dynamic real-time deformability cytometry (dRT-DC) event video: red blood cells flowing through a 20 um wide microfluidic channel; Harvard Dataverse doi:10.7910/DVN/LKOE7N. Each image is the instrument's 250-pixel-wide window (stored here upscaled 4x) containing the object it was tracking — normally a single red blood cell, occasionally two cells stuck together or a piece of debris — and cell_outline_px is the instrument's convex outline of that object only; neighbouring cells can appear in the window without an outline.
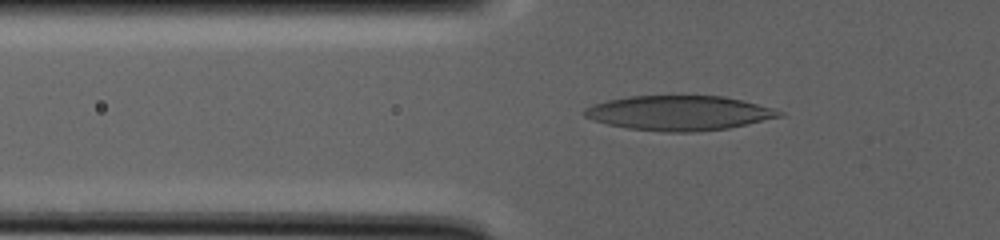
{"species": "human", "species_latin": "Homo sapiens", "temperature_condition": "warm", "stored_images_in_passage": 41, "camera_frame_rate_fps": 3000, "um_per_image_px": 0.085, "donor": {"sex": "male"}, "frame": {"image": 1, "passage_image": 13, "time_ms": 10.333, "image_size_px": [1000, 240], "cell_outline_px": [[784, 116], [728, 128], [692, 132], [664, 132], [628, 128], [608, 124], [592, 120], [584, 116], [584, 108], [592, 104], [608, 100], [628, 96], [724, 96], [772, 108], [784, 112]], "centroid_in_image_um": [57.7, 9.61], "position_along_channel_um": 68.1, "area_um2": 39.25}}
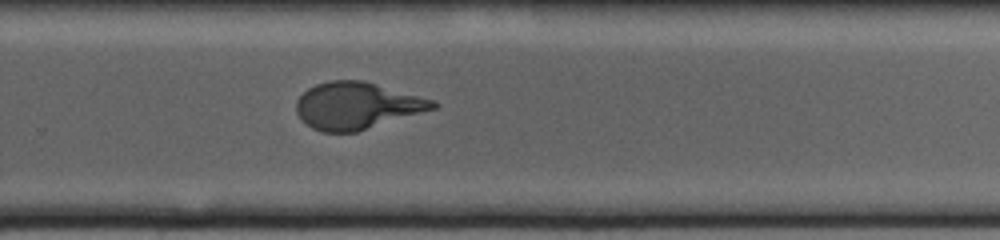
{"frame": {"image": 2, "passage_image": 28, "time_ms": 23.667, "image_size_px": [1000, 240], "cell_outline_px": [[440, 104], [436, 108], [356, 132], [320, 132], [312, 128], [300, 120], [296, 112], [296, 100], [308, 88], [316, 84], [328, 80], [364, 80], [436, 100]], "centroid_in_image_um": [30.33, 8.97], "position_along_channel_um": 299.5, "area_um2": 37.57}}
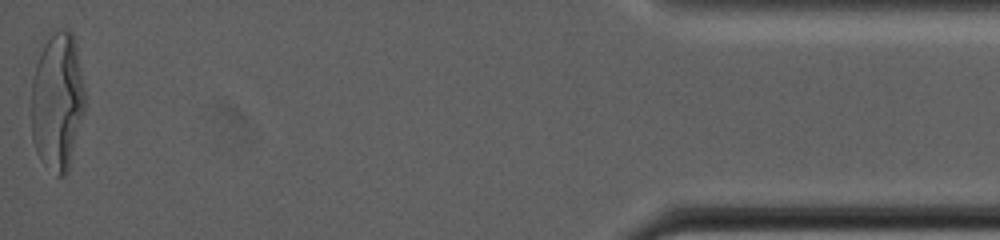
{"frame": {"image": 3, "passage_image": 41, "time_ms": 34.667, "image_size_px": [1000, 240], "cell_outline_px": [[84, 112], [68, 172], [64, 176], [56, 176], [40, 160], [36, 152], [32, 140], [32, 80], [36, 64], [40, 52], [44, 44], [60, 28], [64, 28], [72, 32], [76, 44], [84, 88]], "centroid_in_image_um": [4.88, 8.67], "position_along_channel_um": 430.3, "area_um2": 43.0}}